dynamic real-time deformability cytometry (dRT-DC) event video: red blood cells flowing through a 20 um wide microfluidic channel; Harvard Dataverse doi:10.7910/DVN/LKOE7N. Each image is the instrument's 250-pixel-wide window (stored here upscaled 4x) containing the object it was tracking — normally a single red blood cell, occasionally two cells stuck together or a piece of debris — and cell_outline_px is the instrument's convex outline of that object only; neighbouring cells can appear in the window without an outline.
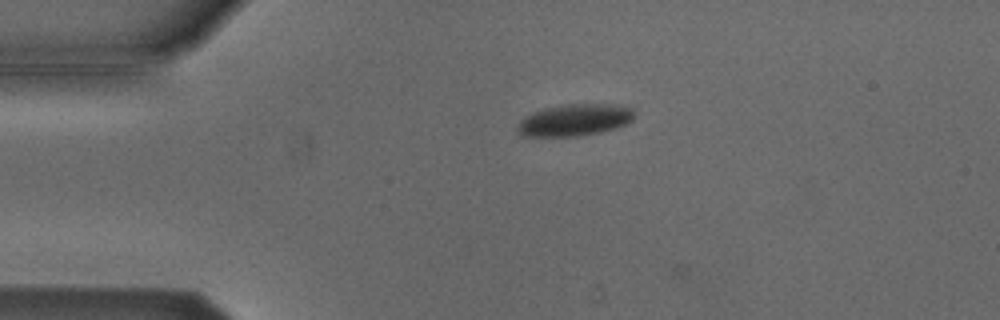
{"species": "Egyptian fruit bat (a non-hibernating species)", "species_latin": "Rousettus aegyptiacus", "temperature_condition": "cold", "stored_images_in_passage": 5, "camera_frame_rate_fps": 3000, "um_per_image_px": 0.085, "animal": {"sex": "male"}, "frame": {"image": 1, "passage_image": 2, "time_ms": 0.333, "image_size_px": [1000, 320], "cell_outline_px": [[636, 116], [632, 120], [616, 128], [600, 132], [580, 136], [524, 136], [516, 128], [520, 120], [524, 116], [532, 112], [544, 108], [568, 104], [628, 104], [636, 112]], "centroid_in_image_um": [48.91, 10.18], "position_along_channel_um": 36.1, "area_um2": 21.96}}